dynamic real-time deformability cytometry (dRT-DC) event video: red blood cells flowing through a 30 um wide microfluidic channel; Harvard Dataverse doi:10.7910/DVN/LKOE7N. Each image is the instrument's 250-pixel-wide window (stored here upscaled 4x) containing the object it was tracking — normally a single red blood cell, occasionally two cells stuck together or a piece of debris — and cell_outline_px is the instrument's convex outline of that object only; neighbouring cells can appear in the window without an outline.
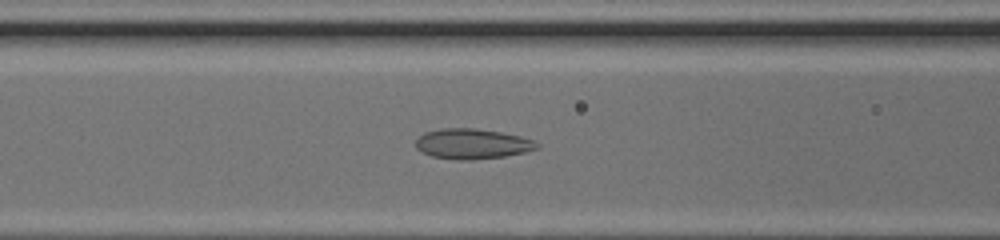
{"species": "common noctule bat (a hibernating species)", "species_latin": "Nyctalus noctula", "temperature_condition": "cold", "stored_images_in_passage": 39, "camera_frame_rate_fps": 3000, "um_per_image_px": 0.085, "animal": {"sex": "female", "body_mass_g": 17.0, "forearm_length_mm": 48.0}, "frame": {"image": 1, "passage_image": 13, "time_ms": 4.0, "image_size_px": [1000, 240], "cell_outline_px": [[540, 148], [524, 152], [504, 156], [468, 160], [460, 160], [432, 156], [416, 148], [416, 140], [424, 132], [440, 128], [472, 128], [500, 132], [520, 136], [532, 140], [540, 144]], "centroid_in_image_um": [40.14, 12.22], "position_along_channel_um": 126.5, "area_um2": 21.15}}
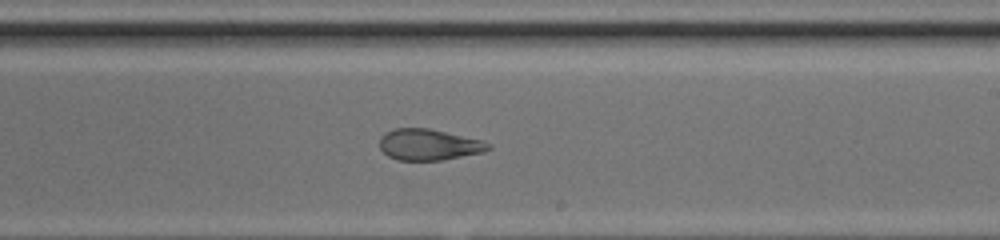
{"frame": {"image": 2, "passage_image": 22, "time_ms": 7.0, "image_size_px": [1000, 240], "cell_outline_px": [[492, 148], [484, 152], [440, 160], [396, 160], [388, 156], [380, 148], [380, 136], [384, 132], [392, 128], [428, 128], [480, 140], [492, 144]], "centroid_in_image_um": [36.42, 12.29], "position_along_channel_um": 252.6, "area_um2": 19.71}}
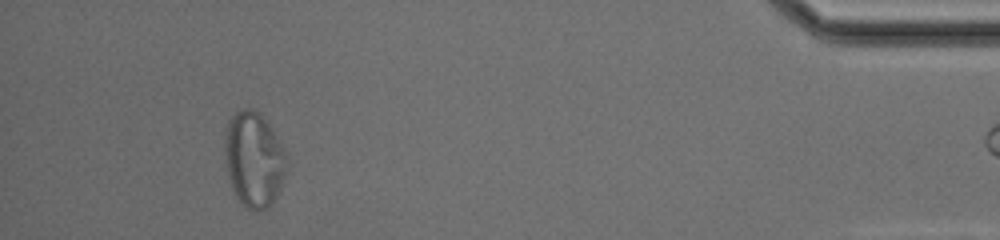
{"frame": {"image": 3, "passage_image": 38, "time_ms": 12.333, "image_size_px": [1000, 240], "cell_outline_px": [[284, 172], [276, 196], [268, 208], [256, 212], [252, 212], [236, 196], [228, 180], [224, 160], [224, 136], [228, 120], [240, 108], [252, 108], [260, 112], [276, 136], [284, 152]], "centroid_in_image_um": [21.5, 13.53], "position_along_channel_um": 413.7, "area_um2": 34.04}}